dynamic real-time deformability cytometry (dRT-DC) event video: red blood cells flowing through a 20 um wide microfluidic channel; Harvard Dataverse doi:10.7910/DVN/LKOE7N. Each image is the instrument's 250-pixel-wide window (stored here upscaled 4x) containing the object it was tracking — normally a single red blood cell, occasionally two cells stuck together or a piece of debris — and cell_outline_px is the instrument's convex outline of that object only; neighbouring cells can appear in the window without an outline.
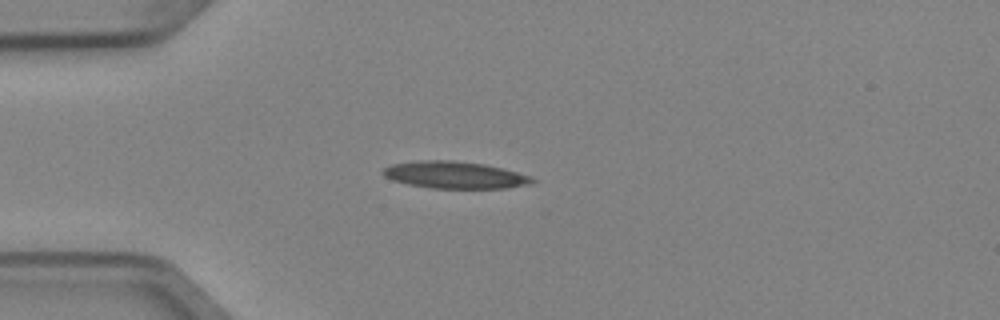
{"species": "Egyptian fruit bat (a non-hibernating species)", "species_latin": "Rousettus aegyptiacus", "temperature_condition": "cold", "stored_images_in_passage": 1, "camera_frame_rate_fps": 3000, "um_per_image_px": 0.085, "animal": {"sex": "female"}, "frame": {"image": 1, "passage_image": 1, "time_ms": 0.0, "image_size_px": [1000, 320], "cell_outline_px": [[536, 180], [532, 184], [504, 188], [432, 188], [408, 184], [392, 180], [384, 176], [380, 172], [384, 168], [392, 164], [416, 160], [452, 160], [484, 164], [532, 176]], "centroid_in_image_um": [38.63, 14.87], "position_along_channel_um": 46.4, "area_um2": 23.52}}